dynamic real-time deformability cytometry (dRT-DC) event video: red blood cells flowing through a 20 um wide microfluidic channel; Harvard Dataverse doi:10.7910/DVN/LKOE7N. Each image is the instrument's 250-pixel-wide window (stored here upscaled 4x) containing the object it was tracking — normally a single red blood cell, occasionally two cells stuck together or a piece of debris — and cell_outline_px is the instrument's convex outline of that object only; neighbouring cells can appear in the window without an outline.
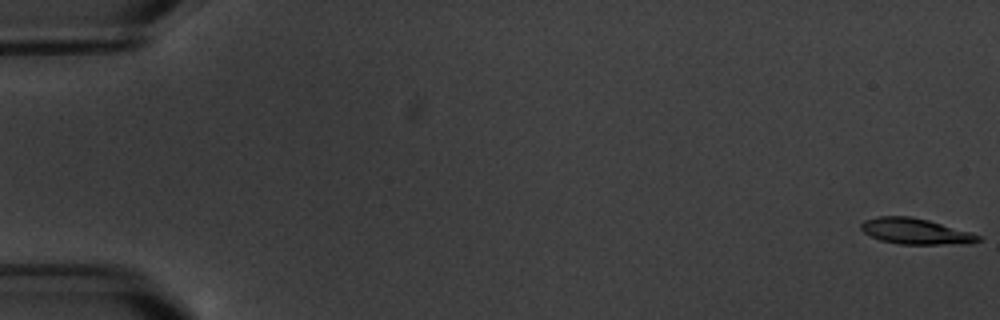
{"species": "common noctule bat (a hibernating species)", "species_latin": "Nyctalus noctula", "temperature_condition": "warm", "stored_images_in_passage": 6, "camera_frame_rate_fps": 3000, "um_per_image_px": 0.085, "animal": {"sex": "male", "body_mass_g": 20.1, "forearm_length_mm": 53.5}, "frame": {"image": 1, "passage_image": 1, "time_ms": 0.0, "image_size_px": [1000, 320], "cell_outline_px": [[984, 240], [968, 244], [900, 244], [880, 240], [864, 232], [860, 228], [860, 224], [864, 220], [880, 216], [912, 216], [928, 220], [972, 232], [980, 236]], "centroid_in_image_um": [77.86, 19.66], "position_along_channel_um": 7.1, "area_um2": 17.74}}
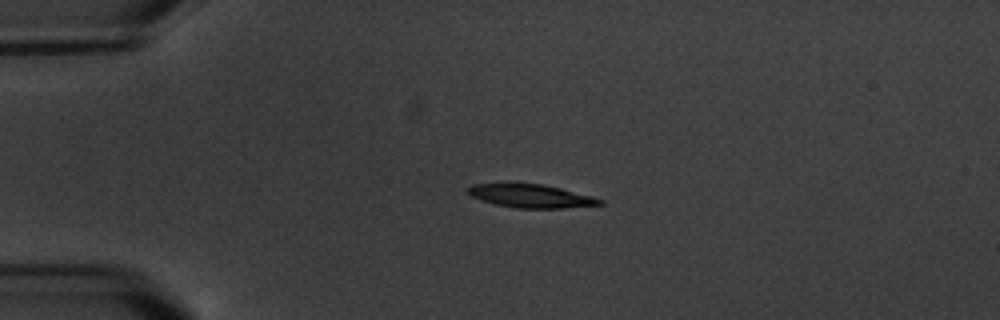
{"frame": {"image": 2, "passage_image": 5, "time_ms": 4.667, "image_size_px": [1000, 320], "cell_outline_px": [[604, 204], [564, 208], [516, 208], [496, 204], [472, 196], [464, 192], [464, 188], [472, 184], [504, 180], [544, 184], [592, 196], [604, 200]], "centroid_in_image_um": [45.01, 16.6], "position_along_channel_um": 40.0, "area_um2": 18.84}}